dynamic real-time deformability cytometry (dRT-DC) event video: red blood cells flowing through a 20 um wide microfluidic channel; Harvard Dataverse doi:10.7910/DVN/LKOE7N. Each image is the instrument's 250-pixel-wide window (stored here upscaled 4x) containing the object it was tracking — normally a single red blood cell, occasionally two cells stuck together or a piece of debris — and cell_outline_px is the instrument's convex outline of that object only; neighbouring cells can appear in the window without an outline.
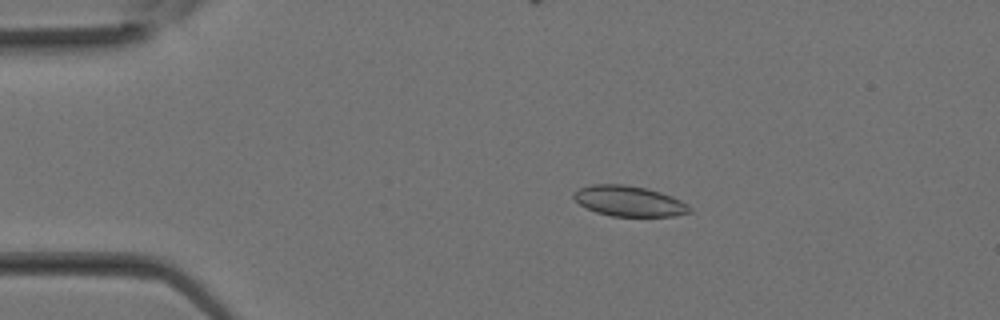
{"species": "Egyptian fruit bat (a non-hibernating species)", "species_latin": "Rousettus aegyptiacus", "temperature_condition": "room temperature", "stored_images_in_passage": 21, "camera_frame_rate_fps": 3000, "um_per_image_px": 0.085, "animal": {"sex": "female"}, "frame": {"image": 1, "passage_image": 5, "time_ms": 1.333, "image_size_px": [1000, 320], "cell_outline_px": [[692, 212], [676, 216], [612, 216], [596, 212], [580, 204], [572, 196], [572, 192], [580, 188], [592, 184], [624, 184], [648, 188], [672, 196], [680, 200], [692, 208]], "centroid_in_image_um": [53.48, 17.09], "position_along_channel_um": 31.5, "area_um2": 20.63}}
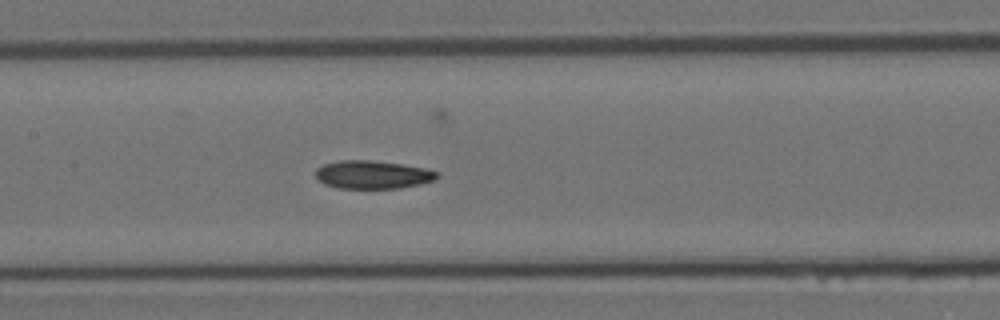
{"frame": {"image": 2, "passage_image": 14, "time_ms": 4.333, "image_size_px": [1000, 320], "cell_outline_px": [[440, 176], [432, 180], [420, 184], [400, 188], [340, 188], [324, 184], [316, 176], [316, 168], [324, 164], [340, 160], [372, 160], [400, 164], [424, 168], [440, 172]], "centroid_in_image_um": [31.68, 14.84], "position_along_channel_um": 175.7, "area_um2": 19.83}}
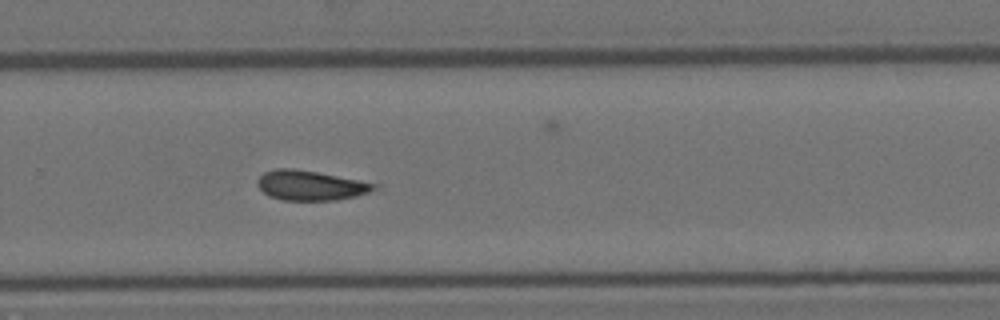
{"frame": {"image": 3, "passage_image": 20, "time_ms": 6.333, "image_size_px": [1000, 320], "cell_outline_px": [[380, 188], [356, 196], [336, 200], [280, 200], [268, 196], [256, 184], [256, 180], [264, 172], [276, 168], [292, 168], [316, 172], [380, 184]], "centroid_in_image_um": [26.39, 15.76], "position_along_channel_um": 303.4, "area_um2": 20.35}}